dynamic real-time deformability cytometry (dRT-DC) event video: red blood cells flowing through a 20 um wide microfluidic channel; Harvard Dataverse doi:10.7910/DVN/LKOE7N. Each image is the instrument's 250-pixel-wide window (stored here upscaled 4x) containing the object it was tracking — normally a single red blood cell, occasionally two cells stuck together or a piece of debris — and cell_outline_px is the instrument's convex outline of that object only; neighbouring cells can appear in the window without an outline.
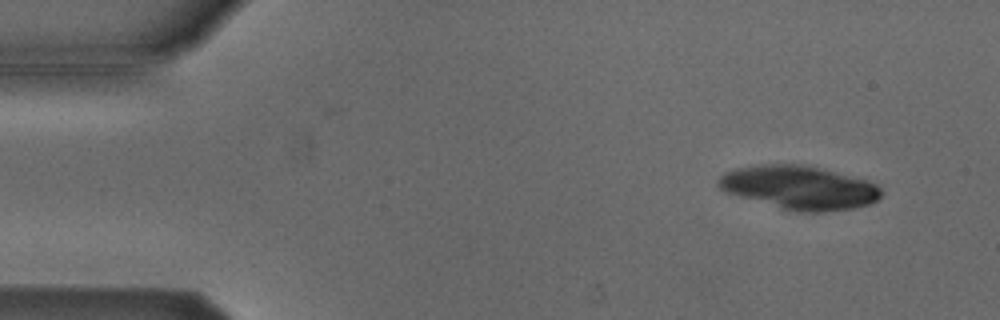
{"species": "Egyptian fruit bat (a non-hibernating species)", "species_latin": "Rousettus aegyptiacus", "temperature_condition": "cold", "stored_images_in_passage": 12, "camera_frame_rate_fps": 3000, "um_per_image_px": 0.085, "animal": {"sex": "male"}, "frame": {"image": 1, "passage_image": 3, "time_ms": 0.667, "image_size_px": [1000, 320], "cell_outline_px": [[880, 196], [872, 204], [852, 208], [824, 212], [800, 212], [784, 208], [724, 192], [716, 184], [716, 180], [724, 172], [736, 168], [756, 164], [804, 164], [868, 180], [876, 184], [880, 188]], "centroid_in_image_um": [67.92, 15.92], "position_along_channel_um": 17.1, "area_um2": 41.21}}